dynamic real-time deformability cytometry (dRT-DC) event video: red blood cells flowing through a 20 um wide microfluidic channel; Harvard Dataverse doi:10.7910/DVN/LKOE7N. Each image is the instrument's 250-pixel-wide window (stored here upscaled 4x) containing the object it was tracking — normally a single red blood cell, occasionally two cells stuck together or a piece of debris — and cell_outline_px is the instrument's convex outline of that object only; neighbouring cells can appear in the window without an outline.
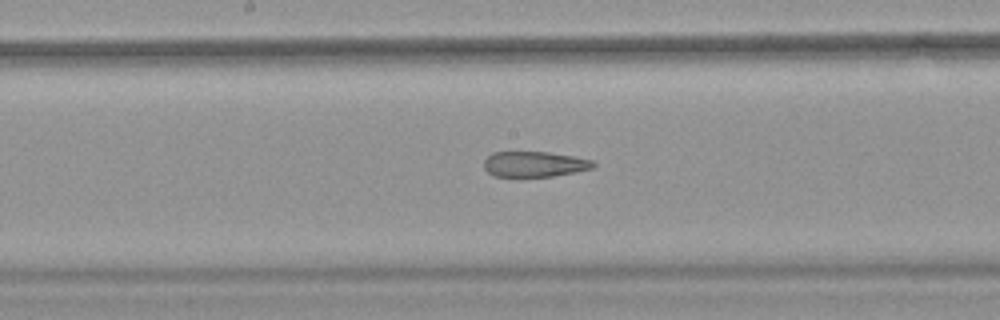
{"species": "common noctule bat (a hibernating species)", "species_latin": "Nyctalus noctula", "temperature_condition": "warm", "stored_images_in_passage": 50, "camera_frame_rate_fps": 3000, "um_per_image_px": 0.085, "animal": {"sex": "female", "body_mass_g": 18.4}, "frame": {"image": 1, "passage_image": 29, "time_ms": 9.333, "image_size_px": [1000, 320], "cell_outline_px": [[596, 164], [592, 168], [576, 172], [552, 176], [520, 180], [496, 176], [488, 172], [484, 168], [484, 160], [492, 152], [548, 152], [576, 156], [592, 160]], "centroid_in_image_um": [45.4, 13.99], "position_along_channel_um": 202.8, "area_um2": 16.99}}